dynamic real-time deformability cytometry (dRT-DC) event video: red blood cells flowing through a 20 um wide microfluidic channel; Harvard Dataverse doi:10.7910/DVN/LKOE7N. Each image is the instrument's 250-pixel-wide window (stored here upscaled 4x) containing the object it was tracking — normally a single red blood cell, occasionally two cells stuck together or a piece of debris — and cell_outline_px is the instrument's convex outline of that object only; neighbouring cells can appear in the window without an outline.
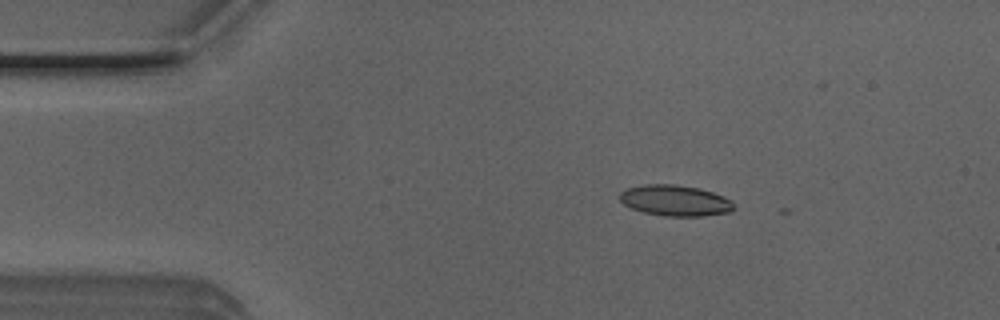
{"species": "Egyptian fruit bat (a non-hibernating species)", "species_latin": "Rousettus aegyptiacus", "temperature_condition": "room temperature", "stored_images_in_passage": 7, "camera_frame_rate_fps": 3000, "um_per_image_px": 0.085, "animal": {"sex": "male"}, "frame": {"image": 1, "passage_image": 2, "time_ms": 0.333, "image_size_px": [1000, 320], "cell_outline_px": [[736, 208], [732, 212], [704, 216], [664, 216], [644, 212], [632, 208], [624, 204], [620, 200], [620, 192], [628, 188], [644, 184], [672, 184], [700, 188], [724, 196], [732, 200]], "centroid_in_image_um": [57.44, 17.05], "position_along_channel_um": 27.6, "area_um2": 20.69}}